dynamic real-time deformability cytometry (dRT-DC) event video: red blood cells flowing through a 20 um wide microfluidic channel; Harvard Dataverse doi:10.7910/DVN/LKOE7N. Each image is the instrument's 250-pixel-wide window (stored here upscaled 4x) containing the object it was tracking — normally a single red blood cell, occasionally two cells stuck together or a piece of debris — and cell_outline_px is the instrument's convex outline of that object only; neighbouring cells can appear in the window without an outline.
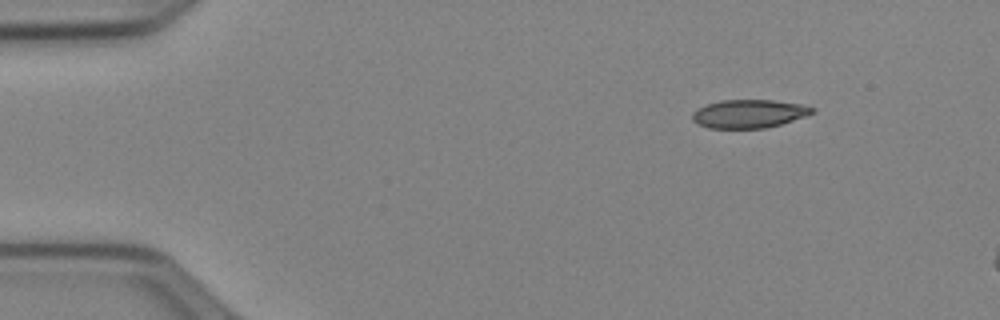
{"species": "Egyptian fruit bat (a non-hibernating species)", "species_latin": "Rousettus aegyptiacus", "temperature_condition": "cold", "stored_images_in_passage": 9, "camera_frame_rate_fps": 3000, "um_per_image_px": 0.085, "animal": {"sex": "female"}, "frame": {"image": 1, "passage_image": 1, "time_ms": 0.0, "image_size_px": [1000, 320], "cell_outline_px": [[816, 112], [808, 116], [780, 124], [764, 128], [708, 128], [696, 124], [692, 120], [692, 112], [708, 104], [720, 100], [772, 100], [804, 104], [816, 108]], "centroid_in_image_um": [63.71, 9.67], "position_along_channel_um": 21.3, "area_um2": 20.0}}